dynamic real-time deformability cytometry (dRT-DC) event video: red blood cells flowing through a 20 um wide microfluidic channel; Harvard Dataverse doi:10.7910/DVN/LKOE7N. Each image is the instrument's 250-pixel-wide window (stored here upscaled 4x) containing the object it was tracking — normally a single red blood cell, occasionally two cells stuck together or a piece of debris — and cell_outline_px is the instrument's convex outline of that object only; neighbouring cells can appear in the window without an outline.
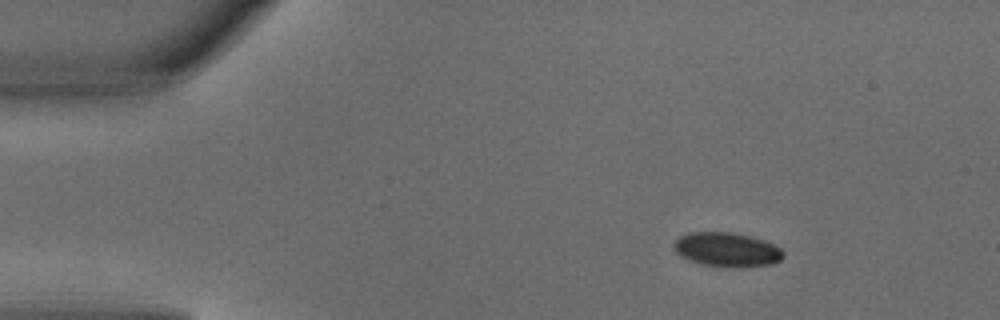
{"species": "common noctule bat (a hibernating species)", "species_latin": "Nyctalus noctula", "temperature_condition": "warm", "stored_images_in_passage": 2, "camera_frame_rate_fps": 3000, "um_per_image_px": 0.085, "animal": {"sex": "male", "body_mass_g": 18.8}, "frame": {"image": 1, "passage_image": 1, "time_ms": 0.0, "image_size_px": [1000, 320], "cell_outline_px": [[784, 256], [780, 260], [772, 264], [744, 268], [732, 268], [700, 264], [688, 260], [680, 256], [672, 248], [672, 244], [680, 236], [688, 232], [732, 232], [764, 240], [780, 248], [784, 252]], "centroid_in_image_um": [61.76, 21.23], "position_along_channel_um": 23.2, "area_um2": 22.2}}
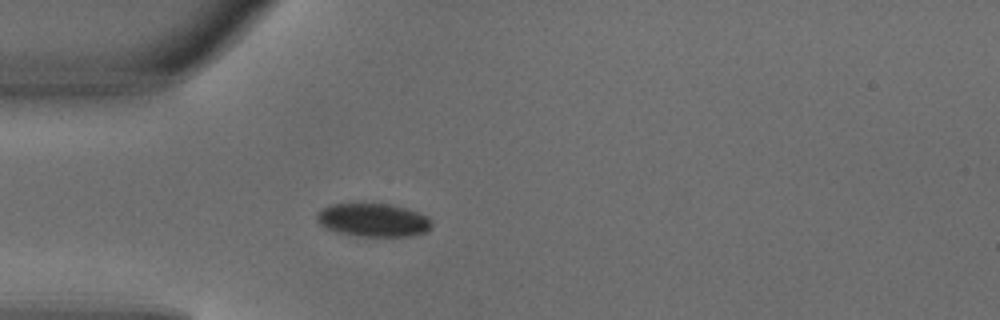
{"frame": {"image": 2, "passage_image": 2, "time_ms": 0.333, "image_size_px": [1000, 320], "cell_outline_px": [[432, 224], [428, 232], [412, 236], [356, 236], [336, 232], [320, 224], [316, 220], [316, 212], [332, 204], [392, 204], [428, 216], [432, 220]], "centroid_in_image_um": [31.74, 18.71], "position_along_channel_um": 53.3, "area_um2": 22.31}}